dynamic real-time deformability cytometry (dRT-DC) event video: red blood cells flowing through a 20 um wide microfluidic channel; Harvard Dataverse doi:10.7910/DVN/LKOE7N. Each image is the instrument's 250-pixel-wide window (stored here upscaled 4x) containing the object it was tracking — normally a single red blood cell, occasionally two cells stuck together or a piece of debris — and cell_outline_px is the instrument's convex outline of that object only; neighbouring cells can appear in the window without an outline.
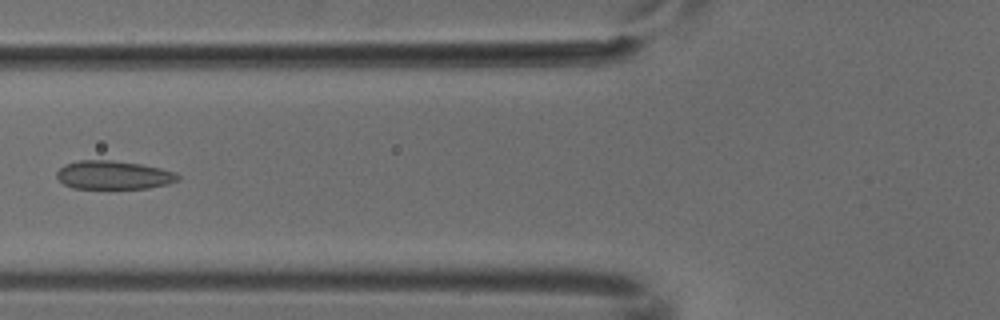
{"species": "common noctule bat (a hibernating species)", "species_latin": "Nyctalus noctula", "temperature_condition": "cold", "stored_images_in_passage": 4, "camera_frame_rate_fps": 3000, "um_per_image_px": 0.085, "animal": {"sex": "male", "body_mass_g": 18.8}, "frame": {"image": 1, "passage_image": 4, "time_ms": 1.0, "image_size_px": [1000, 320], "cell_outline_px": [[180, 180], [168, 184], [148, 188], [72, 188], [64, 184], [56, 176], [56, 172], [64, 164], [80, 160], [112, 160], [140, 164], [160, 168], [176, 172], [180, 176]], "centroid_in_image_um": [9.66, 14.87], "position_along_channel_um": 116.1, "area_um2": 20.17}}